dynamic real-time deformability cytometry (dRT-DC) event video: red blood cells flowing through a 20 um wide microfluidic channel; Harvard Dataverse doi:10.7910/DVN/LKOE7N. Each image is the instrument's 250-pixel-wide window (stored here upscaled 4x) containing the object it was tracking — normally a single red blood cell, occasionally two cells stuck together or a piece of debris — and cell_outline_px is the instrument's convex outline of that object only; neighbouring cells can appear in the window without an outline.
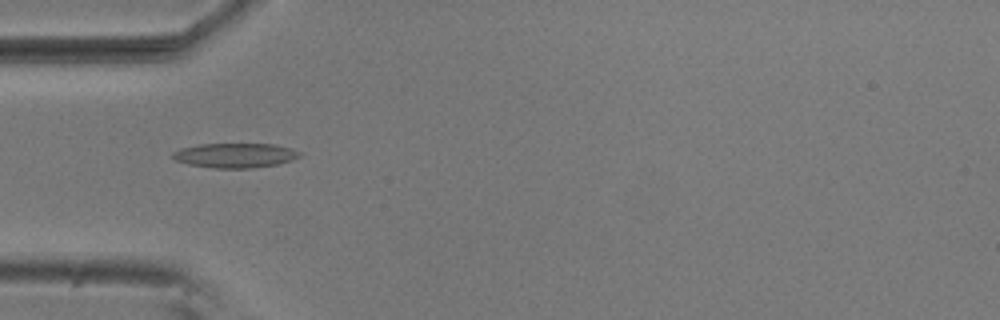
{"species": "common noctule bat (a hibernating species)", "species_latin": "Nyctalus noctula", "temperature_condition": "room temperature", "stored_images_in_passage": 24, "camera_frame_rate_fps": 3000, "um_per_image_px": 0.085, "animal": {"sex": "male", "body_mass_g": 20.5, "forearm_length_mm": 52.5}, "frame": {"image": 1, "passage_image": 2, "time_ms": 0.333, "image_size_px": [1000, 320], "cell_outline_px": [[300, 156], [292, 160], [276, 164], [252, 168], [212, 168], [188, 164], [176, 160], [172, 156], [172, 152], [180, 148], [200, 144], [276, 144], [292, 148], [300, 152]], "centroid_in_image_um": [19.98, 13.2], "position_along_channel_um": 65.0, "area_um2": 18.21}}
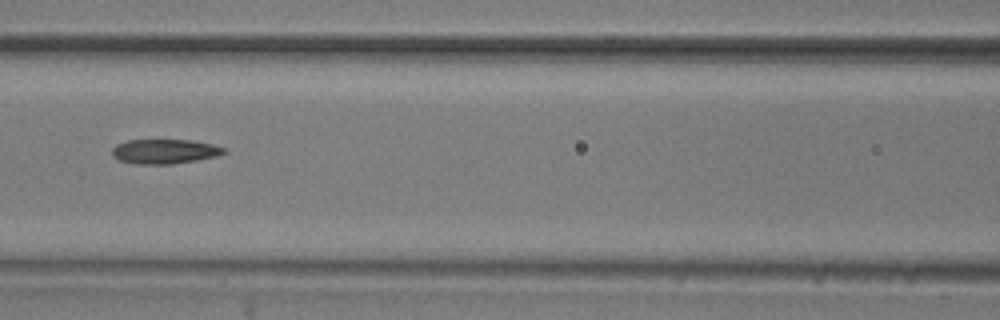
{"frame": {"image": 2, "passage_image": 9, "time_ms": 2.667, "image_size_px": [1000, 320], "cell_outline_px": [[228, 152], [216, 156], [196, 160], [172, 164], [136, 164], [120, 160], [112, 156], [112, 148], [116, 144], [128, 140], [188, 140], [212, 144], [224, 148]], "centroid_in_image_um": [13.97, 12.87], "position_along_channel_um": 152.6, "area_um2": 15.95}}
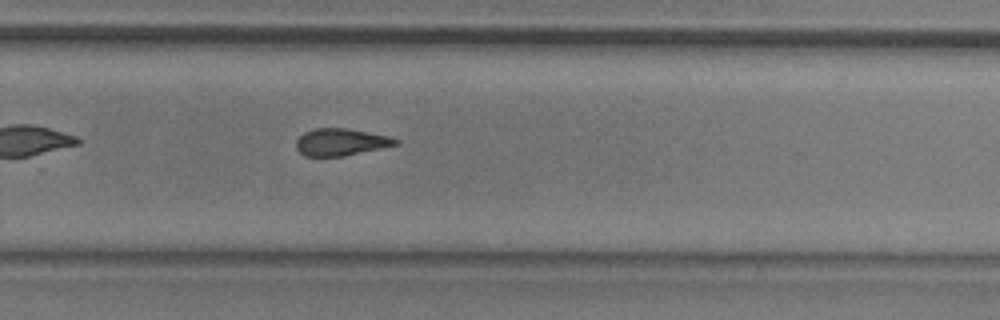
{"frame": {"image": 3, "passage_image": 21, "time_ms": 6.667, "image_size_px": [1000, 320], "cell_outline_px": [[400, 144], [344, 156], [304, 156], [296, 148], [296, 140], [304, 132], [316, 128], [344, 128], [368, 132], [388, 136], [400, 140]], "centroid_in_image_um": [28.98, 12.08], "position_along_channel_um": 300.8, "area_um2": 15.66}}